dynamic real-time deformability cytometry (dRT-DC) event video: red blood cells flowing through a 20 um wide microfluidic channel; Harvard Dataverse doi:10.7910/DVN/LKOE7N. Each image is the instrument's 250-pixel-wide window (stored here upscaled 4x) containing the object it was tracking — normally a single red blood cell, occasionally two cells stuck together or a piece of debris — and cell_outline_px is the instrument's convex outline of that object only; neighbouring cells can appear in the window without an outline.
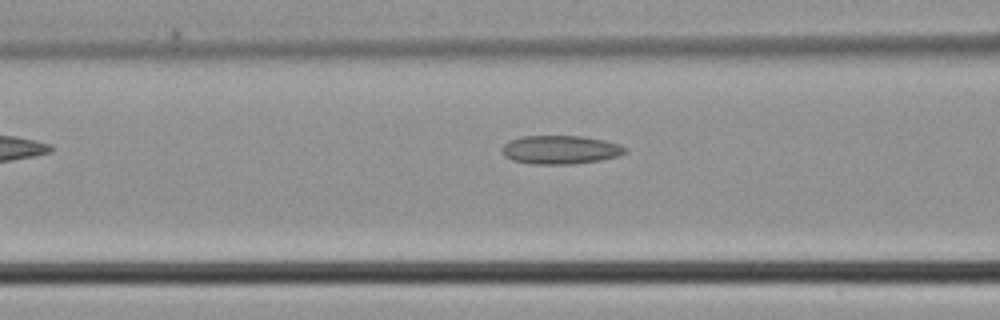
{"species": "common noctule bat (a hibernating species)", "species_latin": "Nyctalus noctula", "temperature_condition": "cold", "stored_images_in_passage": 5, "camera_frame_rate_fps": 3000, "um_per_image_px": 0.085, "animal": {"sex": "male", "body_mass_g": 21.5, "forearm_length_mm": 52.0}, "frame": {"image": 1, "passage_image": 5, "time_ms": 1.333, "image_size_px": [1000, 320], "cell_outline_px": [[628, 152], [616, 156], [600, 160], [572, 164], [532, 164], [512, 160], [504, 156], [500, 152], [500, 148], [508, 140], [524, 136], [584, 136], [604, 140], [620, 144], [628, 148]], "centroid_in_image_um": [47.61, 12.72], "position_along_channel_um": 119.0, "area_um2": 20.75}}